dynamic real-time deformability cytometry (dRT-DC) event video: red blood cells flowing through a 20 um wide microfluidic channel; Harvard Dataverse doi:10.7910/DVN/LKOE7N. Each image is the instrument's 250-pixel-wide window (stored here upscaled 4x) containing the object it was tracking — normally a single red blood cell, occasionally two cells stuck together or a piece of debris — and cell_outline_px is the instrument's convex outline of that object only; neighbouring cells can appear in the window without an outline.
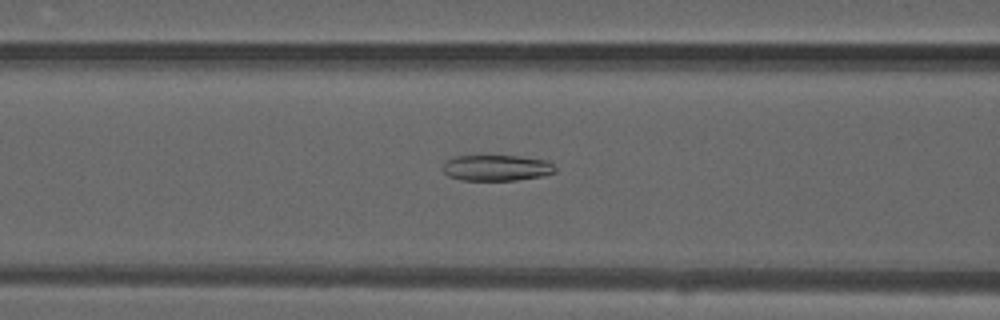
{"species": "common noctule bat (a hibernating species)", "species_latin": "Nyctalus noctula", "temperature_condition": "warm", "stored_images_in_passage": 50, "camera_frame_rate_fps": 3000, "um_per_image_px": 0.085, "animal": {"sex": "male", "forearm_length_mm": 52.5}, "frame": {"image": 1, "passage_image": 21, "time_ms": 6.667, "image_size_px": [1000, 320], "cell_outline_px": [[556, 172], [540, 176], [516, 180], [460, 180], [448, 176], [444, 172], [444, 160], [456, 156], [520, 156], [548, 160], [556, 168]], "centroid_in_image_um": [42.21, 14.26], "position_along_channel_um": 124.4, "area_um2": 16.99}}
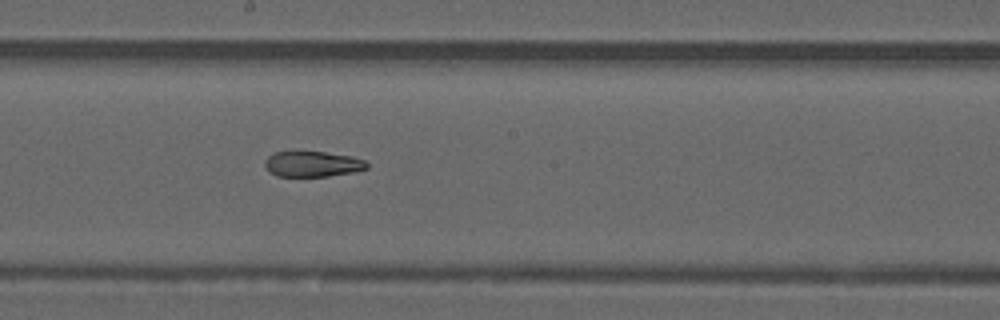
{"frame": {"image": 2, "passage_image": 28, "time_ms": 9.0, "image_size_px": [1000, 320], "cell_outline_px": [[368, 168], [352, 172], [328, 176], [276, 176], [268, 172], [264, 164], [264, 160], [272, 152], [324, 152], [352, 156], [364, 160], [368, 164]], "centroid_in_image_um": [26.52, 13.94], "position_along_channel_um": 221.7, "area_um2": 15.2}}
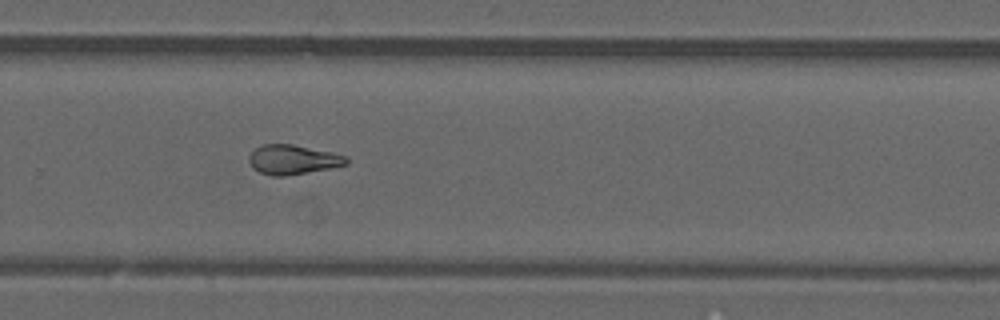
{"frame": {"image": 3, "passage_image": 34, "time_ms": 11.0, "image_size_px": [1000, 320], "cell_outline_px": [[348, 164], [328, 168], [284, 176], [272, 176], [260, 172], [252, 168], [248, 160], [248, 156], [256, 148], [264, 144], [292, 144], [332, 152], [348, 156]], "centroid_in_image_um": [24.88, 13.56], "position_along_channel_um": 304.9, "area_um2": 16.65}, "authors_computed_cell_mechanics": {"area_um2": 17.4845, "velocity_mm_per_s": 4.1821, "shape_relaxation_time_tau1_ms": null, "shape_relaxation_time_tau2_ms": 2.7922, "deformation_change_tau1": null, "deformation_change_tau2": 0.1012}}